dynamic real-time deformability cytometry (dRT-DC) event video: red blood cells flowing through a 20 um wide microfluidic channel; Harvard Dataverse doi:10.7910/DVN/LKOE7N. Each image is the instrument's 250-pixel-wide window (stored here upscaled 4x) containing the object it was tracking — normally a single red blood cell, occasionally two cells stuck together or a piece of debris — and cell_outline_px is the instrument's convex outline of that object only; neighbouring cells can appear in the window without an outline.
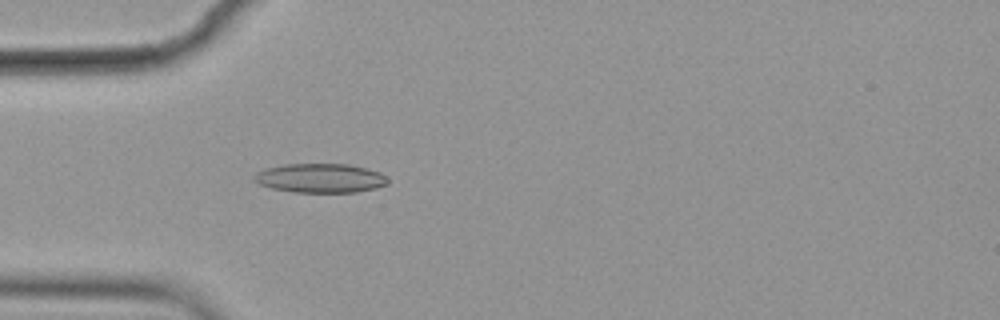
{"species": "common noctule bat (a hibernating species)", "species_latin": "Nyctalus noctula", "temperature_condition": "cold", "stored_images_in_passage": 57, "camera_frame_rate_fps": 3000, "um_per_image_px": 0.085, "animal": {"sex": "female", "body_mass_g": 19.9}, "frame": {"image": 1, "passage_image": 17, "time_ms": 5.333, "image_size_px": [1000, 320], "cell_outline_px": [[388, 184], [376, 188], [356, 192], [296, 192], [272, 188], [260, 184], [252, 180], [252, 176], [256, 172], [268, 168], [284, 164], [348, 164], [380, 172], [388, 180]], "centroid_in_image_um": [27.21, 15.14], "position_along_channel_um": 57.8, "area_um2": 22.6}}
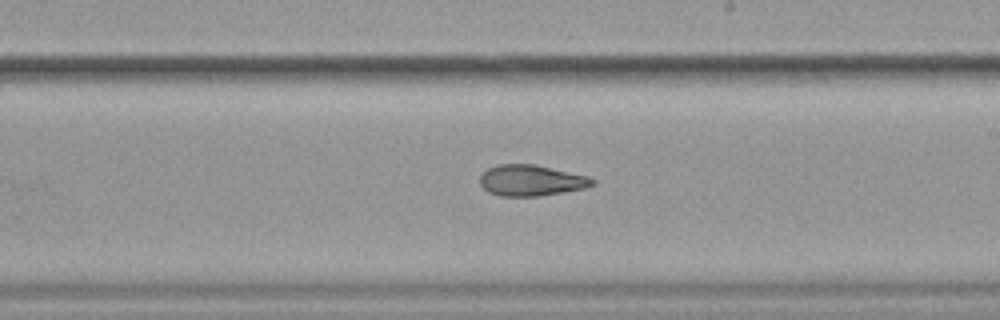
{"frame": {"image": 2, "passage_image": 33, "time_ms": 10.667, "image_size_px": [1000, 320], "cell_outline_px": [[596, 184], [584, 188], [564, 192], [540, 196], [500, 196], [488, 192], [480, 184], [480, 176], [488, 168], [496, 164], [532, 164], [588, 176], [596, 180]], "centroid_in_image_um": [45.14, 15.34], "position_along_channel_um": 243.9, "area_um2": 20.29}}
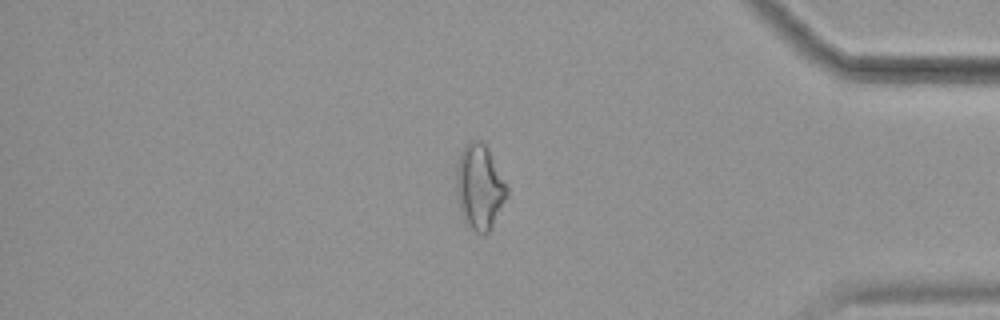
{"frame": {"image": 3, "passage_image": 48, "time_ms": 15.667, "image_size_px": [1000, 320], "cell_outline_px": [[508, 196], [492, 228], [488, 232], [476, 232], [468, 228], [464, 220], [460, 208], [456, 192], [456, 164], [460, 152], [468, 140], [480, 140], [488, 148], [508, 188]], "centroid_in_image_um": [40.75, 15.88], "position_along_channel_um": 394.4, "area_um2": 25.26}, "authors_computed_cell_mechanics": {"area_um2": 21.7906, "velocity_mm_per_s": 3.5711, "shape_relaxation_time_tau1_ms": null, "shape_relaxation_time_tau2_ms": 3.4843, "deformation_change_tau1": null, "deformation_change_tau2": 0.1065}}